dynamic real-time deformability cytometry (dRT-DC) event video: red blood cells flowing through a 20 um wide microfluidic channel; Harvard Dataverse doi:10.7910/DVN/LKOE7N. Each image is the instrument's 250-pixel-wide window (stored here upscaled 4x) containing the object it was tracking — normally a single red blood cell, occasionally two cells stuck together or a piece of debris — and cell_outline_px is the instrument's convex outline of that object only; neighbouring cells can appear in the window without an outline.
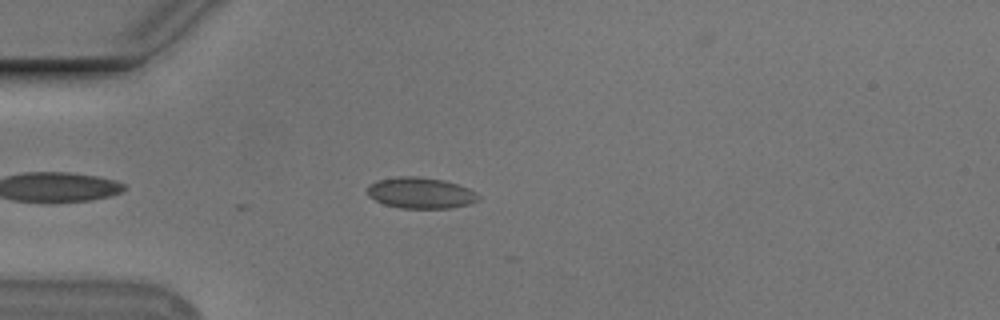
{"species": "Egyptian fruit bat (a non-hibernating species)", "species_latin": "Rousettus aegyptiacus", "temperature_condition": "cold", "stored_images_in_passage": 2, "camera_frame_rate_fps": 3000, "um_per_image_px": 0.085, "animal": {"sex": "male"}, "frame": {"image": 1, "passage_image": 2, "time_ms": 0.333, "image_size_px": [1000, 320], "cell_outline_px": [[480, 200], [468, 204], [452, 208], [400, 208], [384, 204], [368, 196], [368, 184], [376, 180], [396, 176], [420, 176], [444, 180], [468, 188], [476, 192], [480, 196]], "centroid_in_image_um": [35.75, 16.39], "position_along_channel_um": 49.3, "area_um2": 20.29}}